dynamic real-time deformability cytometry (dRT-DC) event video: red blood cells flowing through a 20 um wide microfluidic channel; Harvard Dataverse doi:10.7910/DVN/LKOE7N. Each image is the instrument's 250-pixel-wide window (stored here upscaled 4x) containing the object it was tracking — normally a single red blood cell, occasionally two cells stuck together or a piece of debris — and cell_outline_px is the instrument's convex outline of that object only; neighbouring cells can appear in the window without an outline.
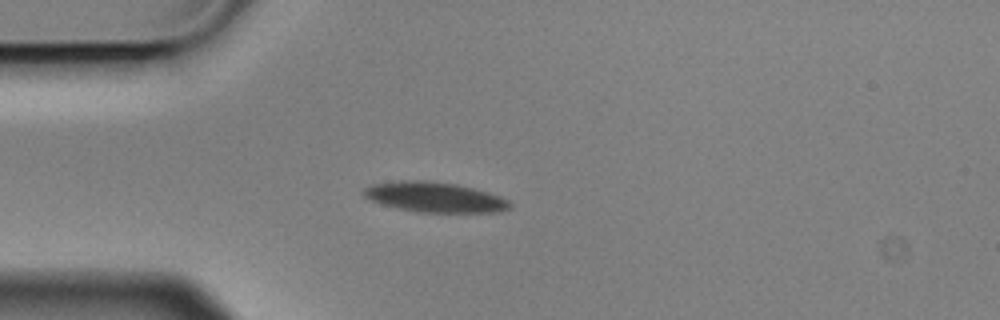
{"species": "Egyptian fruit bat (a non-hibernating species)", "species_latin": "Rousettus aegyptiacus", "temperature_condition": "cold", "stored_images_in_passage": 4, "camera_frame_rate_fps": 3000, "um_per_image_px": 0.085, "animal": {"sex": "male"}, "frame": {"image": 1, "passage_image": 4, "time_ms": 1.0, "image_size_px": [1000, 320], "cell_outline_px": [[512, 208], [500, 212], [416, 212], [384, 204], [372, 200], [364, 196], [360, 192], [364, 188], [372, 184], [400, 180], [420, 180], [456, 184], [488, 192], [500, 196], [508, 200], [512, 204]], "centroid_in_image_um": [36.97, 16.76], "position_along_channel_um": 48.0, "area_um2": 25.55}}